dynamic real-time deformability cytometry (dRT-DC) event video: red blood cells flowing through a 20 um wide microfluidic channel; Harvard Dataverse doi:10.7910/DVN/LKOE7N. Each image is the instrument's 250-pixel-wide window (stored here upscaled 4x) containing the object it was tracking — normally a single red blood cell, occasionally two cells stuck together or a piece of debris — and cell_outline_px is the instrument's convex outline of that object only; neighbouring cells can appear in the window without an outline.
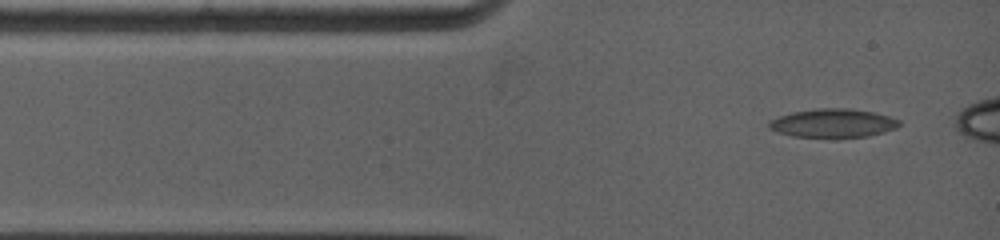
{"species": "common noctule bat (a hibernating species)", "species_latin": "Nyctalus noctula", "temperature_condition": "warm", "stored_images_in_passage": 3, "camera_frame_rate_fps": 5000, "um_per_image_px": 0.085, "animal": {"sex": "female", "body_mass_g": 19.0, "forearm_length_mm": 53.3}, "frame": {"image": 1, "passage_image": 1, "time_ms": 0.0, "image_size_px": [1000, 240], "cell_outline_px": [[900, 124], [896, 128], [884, 132], [868, 136], [792, 136], [776, 132], [768, 128], [768, 120], [792, 112], [816, 108], [848, 108], [872, 112], [888, 116], [900, 120]], "centroid_in_image_um": [70.77, 10.45], "position_along_channel_um": 14.2, "area_um2": 21.44}}